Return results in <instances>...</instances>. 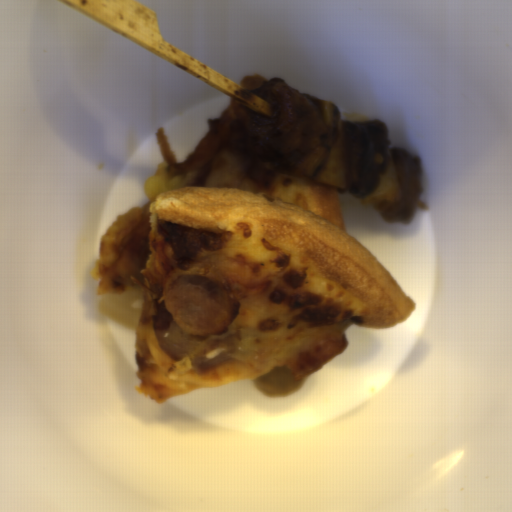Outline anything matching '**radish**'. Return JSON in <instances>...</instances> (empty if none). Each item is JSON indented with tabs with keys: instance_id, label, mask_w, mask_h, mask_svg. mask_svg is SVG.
Wrapping results in <instances>:
<instances>
[{
	"instance_id": "1",
	"label": "radish",
	"mask_w": 512,
	"mask_h": 512,
	"mask_svg": "<svg viewBox=\"0 0 512 512\" xmlns=\"http://www.w3.org/2000/svg\"><path fill=\"white\" fill-rule=\"evenodd\" d=\"M97 307L111 322L136 329L145 309L144 294L139 286L122 292H106Z\"/></svg>"
}]
</instances>
